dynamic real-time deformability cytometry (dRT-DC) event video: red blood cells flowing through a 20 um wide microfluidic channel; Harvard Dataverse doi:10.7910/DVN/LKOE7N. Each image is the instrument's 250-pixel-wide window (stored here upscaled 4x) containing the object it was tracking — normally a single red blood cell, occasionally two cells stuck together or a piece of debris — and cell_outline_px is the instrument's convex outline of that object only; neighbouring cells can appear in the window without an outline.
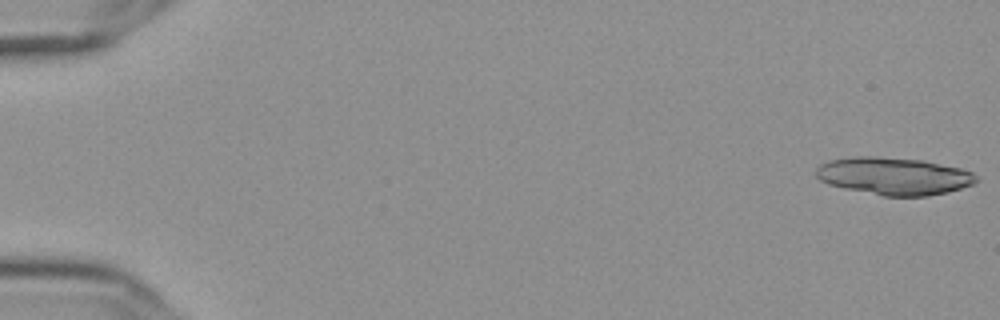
{"species": "Egyptian fruit bat (a non-hibernating species)", "species_latin": "Rousettus aegyptiacus", "temperature_condition": "cold", "stored_images_in_passage": 33, "camera_frame_rate_fps": 3000, "um_per_image_px": 0.085, "frame": {"image": 1, "passage_image": 1, "time_ms": 0.0, "image_size_px": [1000, 320], "cell_outline_px": [[976, 180], [972, 184], [948, 192], [928, 196], [884, 196], [844, 188], [828, 184], [820, 180], [816, 176], [816, 168], [820, 164], [828, 160], [856, 156], [876, 156], [920, 160], [960, 168], [972, 172], [976, 176]], "centroid_in_image_um": [75.93, 14.96], "position_along_channel_um": 9.1, "area_um2": 34.8}}
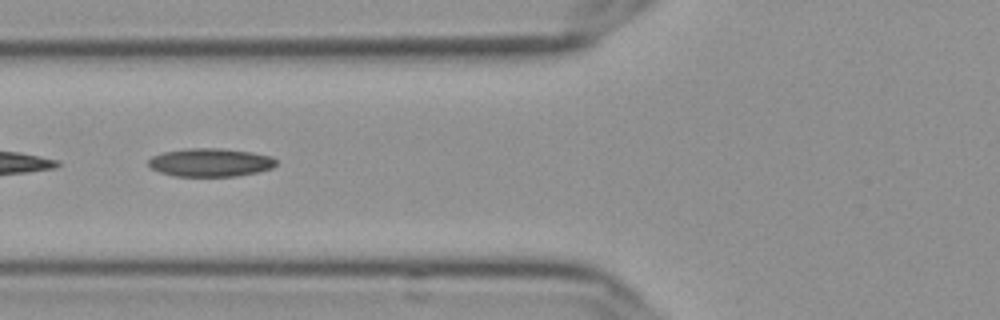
{"frame": {"image": 2, "passage_image": 23, "time_ms": 7.333, "image_size_px": [1000, 320], "cell_outline_px": [[276, 164], [272, 168], [256, 172], [236, 176], [172, 176], [160, 172], [152, 168], [148, 164], [148, 160], [152, 156], [164, 152], [188, 148], [220, 148], [252, 152], [272, 156], [276, 160]], "centroid_in_image_um": [17.88, 13.8], "position_along_channel_um": 107.9, "area_um2": 21.04}}
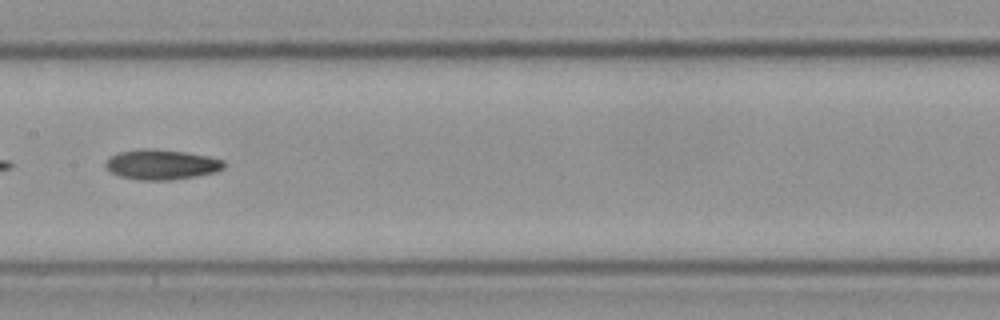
{"frame": {"image": 3, "passage_image": 30, "time_ms": 9.667, "image_size_px": [1000, 320], "cell_outline_px": [[228, 164], [224, 168], [216, 172], [196, 176], [172, 180], [136, 180], [120, 176], [112, 172], [104, 164], [112, 156], [120, 152], [140, 148], [156, 148], [184, 152], [208, 156], [224, 160]], "centroid_in_image_um": [13.78, 13.98], "position_along_channel_um": 193.6, "area_um2": 20.87}}